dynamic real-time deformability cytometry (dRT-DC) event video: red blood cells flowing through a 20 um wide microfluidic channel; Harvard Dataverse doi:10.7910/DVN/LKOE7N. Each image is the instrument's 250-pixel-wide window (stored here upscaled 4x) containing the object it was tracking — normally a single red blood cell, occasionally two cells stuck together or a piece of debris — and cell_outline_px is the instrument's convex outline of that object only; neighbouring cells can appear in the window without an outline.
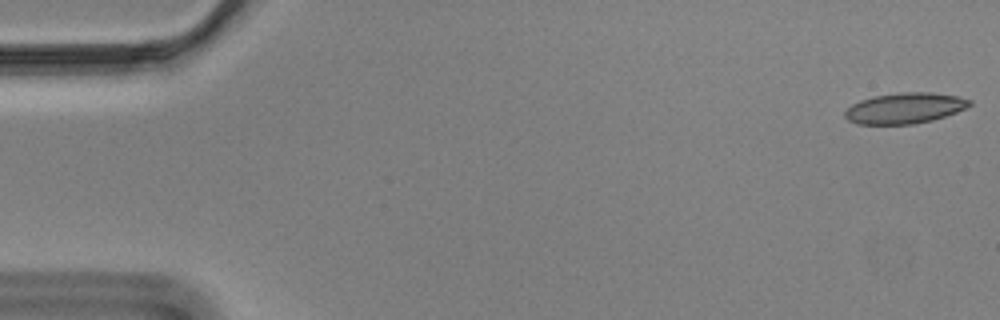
{"species": "Egyptian fruit bat (a non-hibernating species)", "species_latin": "Rousettus aegyptiacus", "temperature_condition": "cold", "stored_images_in_passage": 56, "camera_frame_rate_fps": 3000, "um_per_image_px": 0.085, "animal": {"sex": "male"}, "frame": {"image": 1, "passage_image": 1, "time_ms": 0.0, "image_size_px": [1000, 320], "cell_outline_px": [[972, 104], [956, 112], [932, 120], [912, 124], [856, 124], [848, 120], [844, 116], [844, 112], [852, 104], [860, 100], [872, 96], [900, 92], [932, 92], [956, 96], [972, 100]], "centroid_in_image_um": [76.88, 9.19], "position_along_channel_um": 8.1, "area_um2": 22.31}}
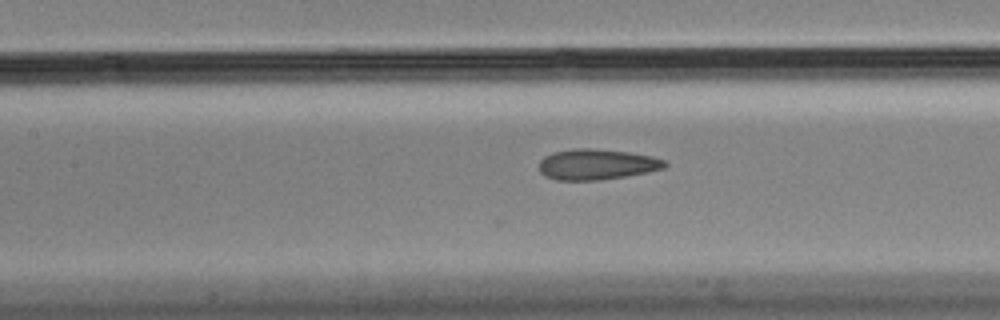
{"frame": {"image": 2, "passage_image": 25, "time_ms": 8.0, "image_size_px": [1000, 320], "cell_outline_px": [[668, 164], [664, 168], [648, 172], [600, 180], [556, 180], [544, 176], [540, 172], [540, 160], [544, 156], [552, 152], [572, 148], [592, 148], [628, 152], [652, 156], [664, 160]], "centroid_in_image_um": [50.7, 13.96], "position_along_channel_um": 156.7, "area_um2": 22.54}}
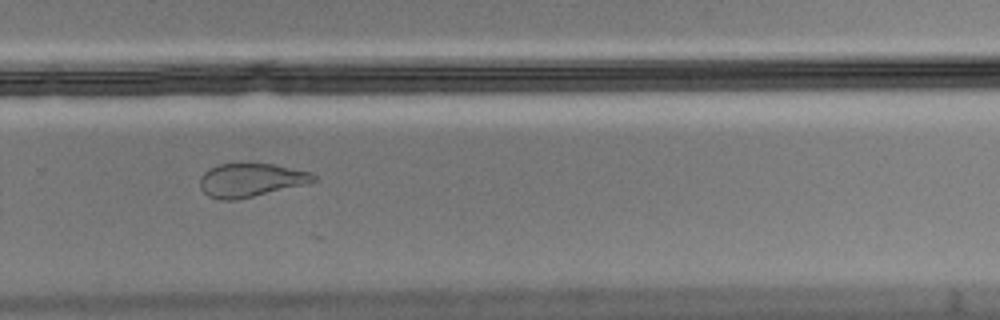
{"frame": {"image": 3, "passage_image": 38, "time_ms": 12.333, "image_size_px": [1000, 320], "cell_outline_px": [[316, 180], [304, 184], [236, 200], [220, 200], [208, 196], [200, 188], [200, 176], [208, 168], [220, 164], [272, 164], [312, 172], [316, 176]], "centroid_in_image_um": [21.27, 15.31], "position_along_channel_um": 308.5, "area_um2": 21.96}, "authors_computed_cell_mechanics": {"area_um2": 22.8021, "velocity_mm_per_s": 3.5152, "shape_relaxation_time_tau1_ms": null, "shape_relaxation_time_tau2_ms": 1.0273, "deformation_change_tau1": null, "deformation_change_tau2": 0.0606}}